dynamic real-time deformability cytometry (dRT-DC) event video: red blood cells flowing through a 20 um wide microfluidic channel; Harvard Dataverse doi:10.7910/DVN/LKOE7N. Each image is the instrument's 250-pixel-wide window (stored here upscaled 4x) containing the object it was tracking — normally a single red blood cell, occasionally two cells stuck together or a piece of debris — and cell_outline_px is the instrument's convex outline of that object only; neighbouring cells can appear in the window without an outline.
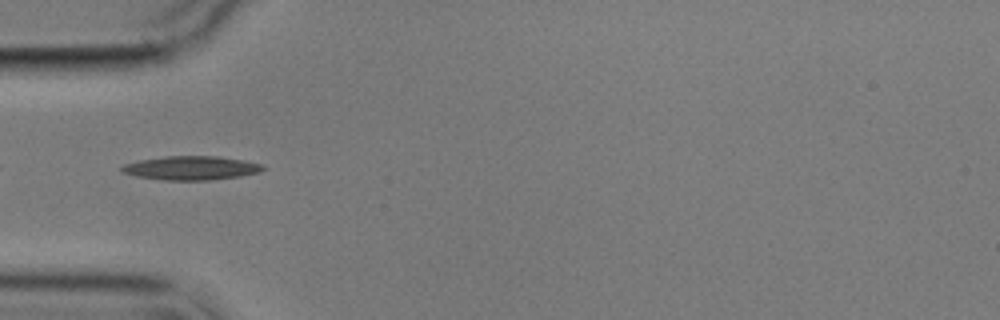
{"species": "common noctule bat (a hibernating species)", "species_latin": "Nyctalus noctula", "temperature_condition": "cold", "stored_images_in_passage": 1, "camera_frame_rate_fps": 3000, "um_per_image_px": 0.085, "animal": {"sex": "male", "body_mass_g": 17.9}, "frame": {"image": 1, "passage_image": 1, "time_ms": 0.0, "image_size_px": [1000, 320], "cell_outline_px": [[264, 168], [260, 172], [240, 176], [208, 180], [164, 180], [136, 176], [120, 172], [120, 168], [124, 164], [140, 160], [168, 156], [220, 156], [244, 160], [264, 164]], "centroid_in_image_um": [16.25, 14.27], "position_along_channel_um": 68.7, "area_um2": 19.65}}